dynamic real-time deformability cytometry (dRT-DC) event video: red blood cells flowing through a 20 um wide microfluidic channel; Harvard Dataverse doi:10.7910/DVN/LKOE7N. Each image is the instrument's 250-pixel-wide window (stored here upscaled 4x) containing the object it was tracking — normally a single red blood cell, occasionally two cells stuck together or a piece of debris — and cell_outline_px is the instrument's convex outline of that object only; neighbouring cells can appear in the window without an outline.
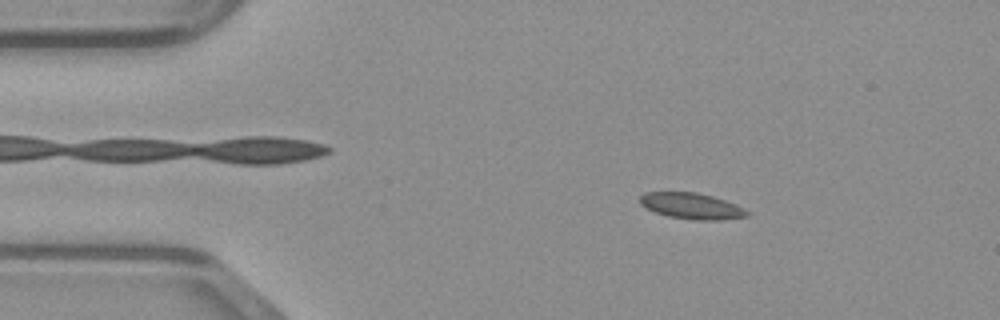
{"species": "common noctule bat (a hibernating species)", "species_latin": "Nyctalus noctula", "temperature_condition": "warm", "stored_images_in_passage": 43, "camera_frame_rate_fps": 3000, "um_per_image_px": 0.085, "animal": {"sex": "male", "body_mass_g": 23.1, "forearm_length_mm": 52.7}, "frame": {"image": 1, "passage_image": 3, "time_ms": 0.667, "image_size_px": [1000, 320], "cell_outline_px": [[748, 216], [724, 220], [696, 220], [668, 216], [656, 212], [640, 204], [640, 196], [644, 192], [696, 192], [712, 196], [736, 204], [744, 208], [748, 212]], "centroid_in_image_um": [58.8, 17.51], "position_along_channel_um": 26.2, "area_um2": 16.18}}
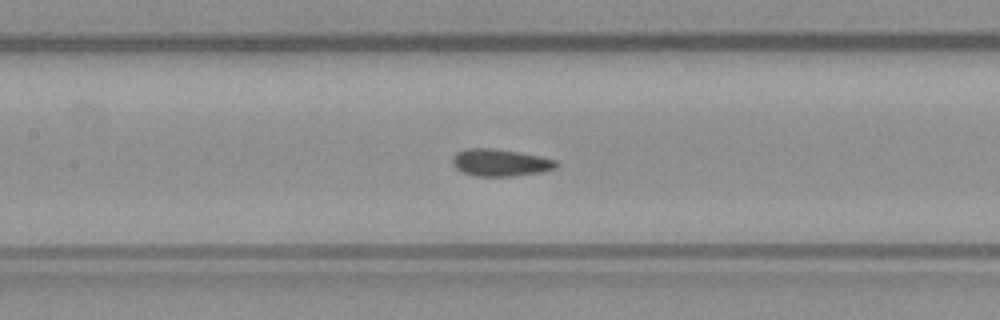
{"frame": {"image": 2, "passage_image": 17, "time_ms": 5.333, "image_size_px": [1000, 320], "cell_outline_px": [[560, 164], [556, 168], [540, 172], [512, 176], [476, 176], [464, 172], [456, 168], [452, 164], [452, 156], [456, 152], [468, 148], [496, 148], [540, 156], [556, 160]], "centroid_in_image_um": [42.52, 13.81], "position_along_channel_um": 164.9, "area_um2": 16.47}}
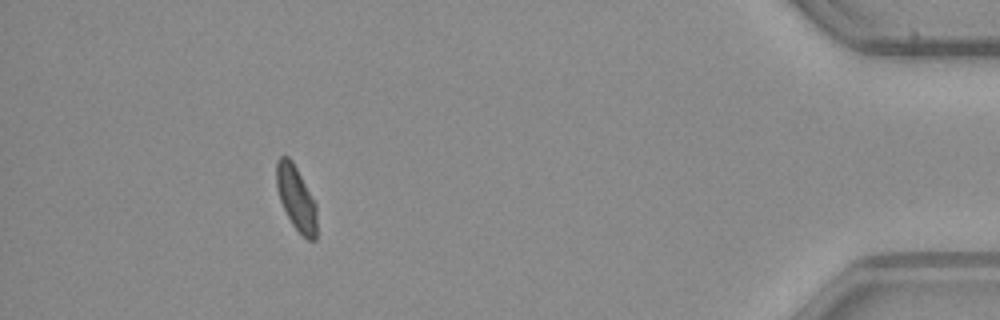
{"frame": {"image": 3, "passage_image": 39, "time_ms": 12.667, "image_size_px": [1000, 320], "cell_outline_px": [[316, 240], [308, 240], [292, 224], [280, 200], [276, 188], [276, 160], [280, 156], [288, 156], [292, 160], [316, 204]], "centroid_in_image_um": [25.16, 16.81], "position_along_channel_um": 410.0, "area_um2": 14.97}}